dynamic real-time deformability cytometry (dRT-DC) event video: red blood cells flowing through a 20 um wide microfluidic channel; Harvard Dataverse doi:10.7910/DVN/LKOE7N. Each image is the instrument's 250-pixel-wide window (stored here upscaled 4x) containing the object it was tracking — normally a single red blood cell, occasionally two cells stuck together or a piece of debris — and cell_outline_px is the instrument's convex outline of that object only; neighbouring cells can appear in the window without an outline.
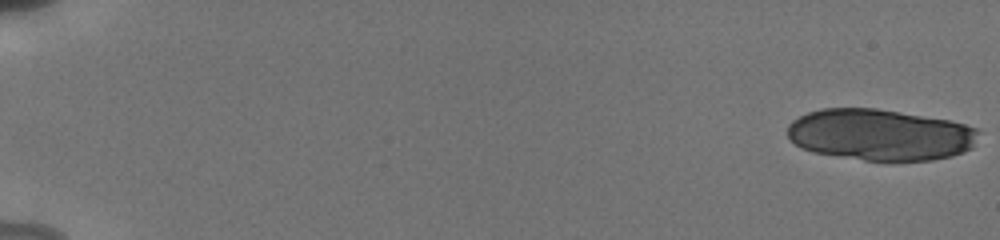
{"species": "human", "species_latin": "Homo sapiens", "temperature_condition": "cold", "stored_images_in_passage": 33, "camera_frame_rate_fps": 3000, "um_per_image_px": 0.085, "donor": {"sex": "male"}, "frame": {"image": 1, "passage_image": 1, "time_ms": 0.0, "image_size_px": [1000, 240], "cell_outline_px": [[976, 132], [972, 148], [964, 152], [952, 156], [932, 160], [864, 160], [812, 152], [800, 148], [788, 136], [788, 124], [792, 120], [808, 112], [820, 108], [876, 108], [948, 120], [964, 124], [976, 128]], "centroid_in_image_um": [74.76, 11.45], "position_along_channel_um": 10.2, "area_um2": 56.93}}